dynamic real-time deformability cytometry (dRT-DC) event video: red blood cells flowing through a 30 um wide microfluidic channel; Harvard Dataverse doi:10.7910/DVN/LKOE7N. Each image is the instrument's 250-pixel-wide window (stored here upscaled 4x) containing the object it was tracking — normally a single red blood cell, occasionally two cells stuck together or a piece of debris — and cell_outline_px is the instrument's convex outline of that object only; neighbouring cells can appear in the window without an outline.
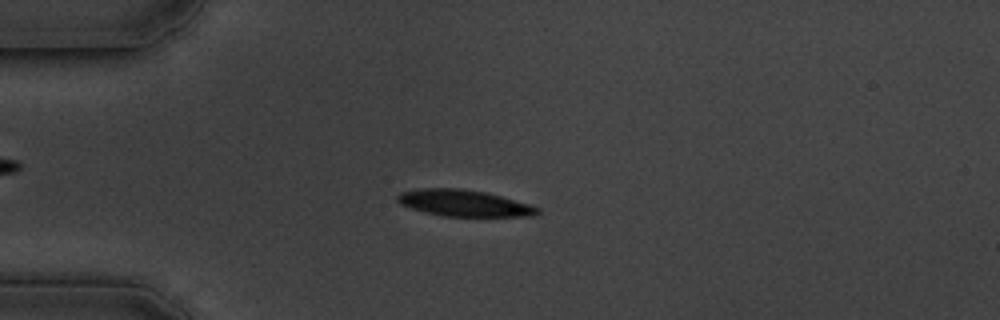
{"species": "common noctule bat (a hibernating species)", "species_latin": "Nyctalus noctula", "temperature_condition": "cold", "stored_images_in_passage": 52, "camera_frame_rate_fps": 3000, "um_per_image_px": 0.085, "animal": {"sex": "male", "body_mass_g": 19.5, "forearm_length_mm": 54.6}, "frame": {"image": 1, "passage_image": 8, "time_ms": 2.333, "image_size_px": [1000, 320], "cell_outline_px": [[540, 212], [516, 216], [448, 216], [428, 212], [412, 208], [404, 204], [396, 196], [404, 192], [428, 188], [452, 188], [484, 192], [500, 196], [536, 208]], "centroid_in_image_um": [39.39, 17.26], "position_along_channel_um": 45.6, "area_um2": 20.17}}
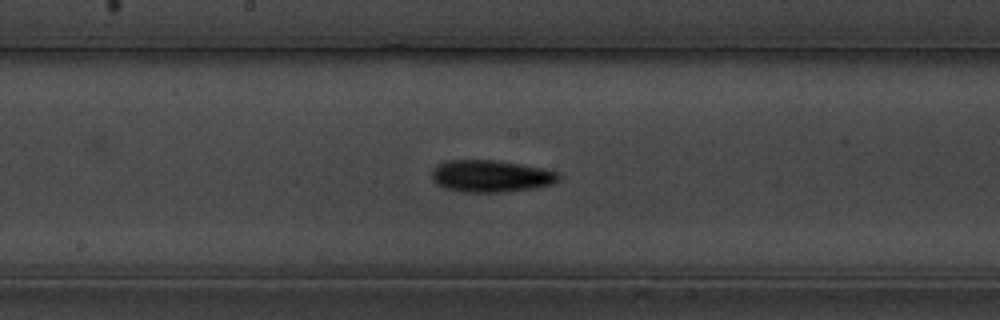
{"frame": {"image": 2, "passage_image": 24, "time_ms": 7.667, "image_size_px": [1000, 320], "cell_outline_px": [[560, 176], [556, 180], [548, 184], [524, 188], [492, 192], [472, 192], [448, 188], [440, 184], [432, 176], [436, 168], [440, 164], [452, 160], [488, 160], [516, 164], [556, 172]], "centroid_in_image_um": [41.68, 14.95], "position_along_channel_um": 206.5, "area_um2": 21.91}}
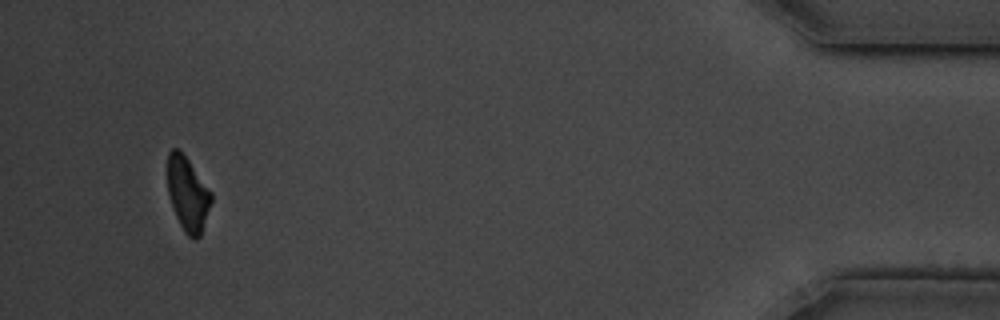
{"frame": {"image": 3, "passage_image": 49, "time_ms": 16.0, "image_size_px": [1000, 320], "cell_outline_px": [[212, 200], [200, 236], [188, 236], [184, 232], [176, 216], [168, 192], [168, 152], [172, 148], [176, 148], [188, 160], [212, 192]], "centroid_in_image_um": [15.96, 16.47], "position_along_channel_um": 419.2, "area_um2": 18.38}, "authors_computed_cell_mechanics": {"area_um2": 19.9988, "velocity_mm_per_s": 3.3997, "shape_relaxation_time_tau1_ms": 2.8278, "shape_relaxation_time_tau2_ms": null, "deformation_change_tau1": 0.1119, "deformation_change_tau2": null}}